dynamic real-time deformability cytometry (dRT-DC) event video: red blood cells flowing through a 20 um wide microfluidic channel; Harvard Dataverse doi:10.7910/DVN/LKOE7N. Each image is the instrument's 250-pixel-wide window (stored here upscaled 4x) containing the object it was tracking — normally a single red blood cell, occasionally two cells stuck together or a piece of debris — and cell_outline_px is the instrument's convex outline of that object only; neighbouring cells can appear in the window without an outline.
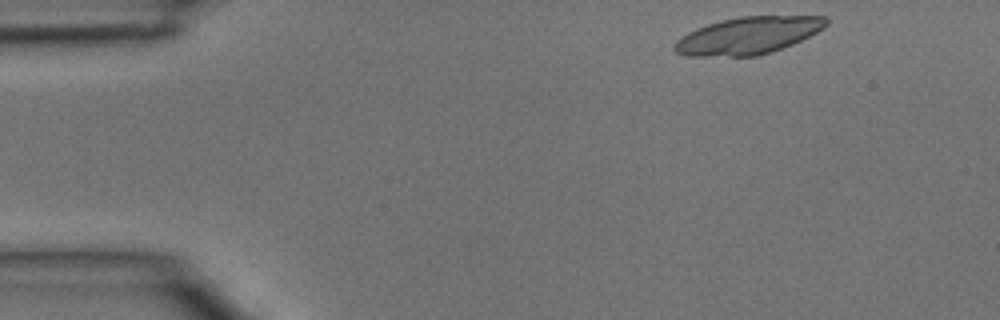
{"species": "common noctule bat (a hibernating species)", "species_latin": "Nyctalus noctula", "temperature_condition": "room temperature", "stored_images_in_passage": 2, "camera_frame_rate_fps": 3000, "um_per_image_px": 0.085, "animal": {"sex": "male", "body_mass_g": 15.6}, "frame": {"image": 1, "passage_image": 1, "time_ms": 0.0, "image_size_px": [1000, 320], "cell_outline_px": [[828, 24], [824, 28], [792, 44], [772, 52], [756, 56], [688, 56], [676, 52], [672, 48], [672, 44], [676, 40], [688, 32], [696, 28], [720, 20], [740, 16], [828, 16]], "centroid_in_image_um": [63.57, 3.02], "position_along_channel_um": 21.4, "area_um2": 32.89}}